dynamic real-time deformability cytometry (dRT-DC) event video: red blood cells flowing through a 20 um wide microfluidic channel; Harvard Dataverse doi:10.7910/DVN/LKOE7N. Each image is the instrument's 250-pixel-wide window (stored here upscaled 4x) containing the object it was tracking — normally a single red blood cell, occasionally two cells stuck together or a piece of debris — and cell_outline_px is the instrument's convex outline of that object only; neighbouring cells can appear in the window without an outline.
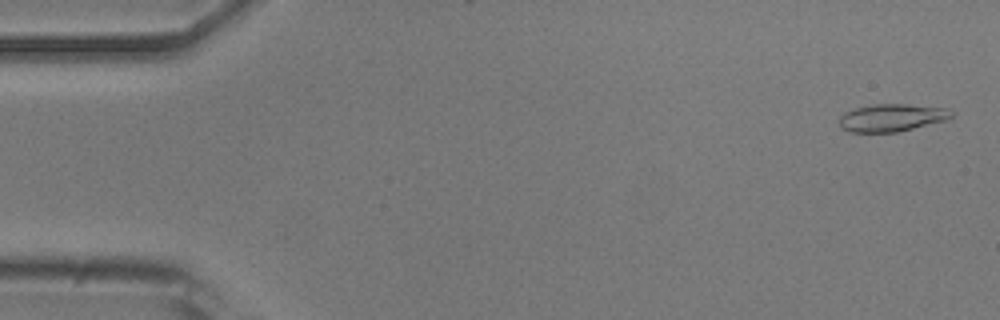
{"species": "common noctule bat (a hibernating species)", "species_latin": "Nyctalus noctula", "temperature_condition": "room temperature", "stored_images_in_passage": 52, "camera_frame_rate_fps": 3000, "um_per_image_px": 0.085, "animal": {"sex": "male", "body_mass_g": 20.5, "forearm_length_mm": 52.5}, "frame": {"image": 1, "passage_image": 2, "time_ms": 0.333, "image_size_px": [1000, 320], "cell_outline_px": [[952, 116], [944, 120], [896, 132], [848, 132], [840, 124], [840, 116], [844, 112], [856, 108], [872, 104], [904, 104], [948, 108], [952, 112]], "centroid_in_image_um": [75.77, 9.99], "position_along_channel_um": 9.2, "area_um2": 17.69}}
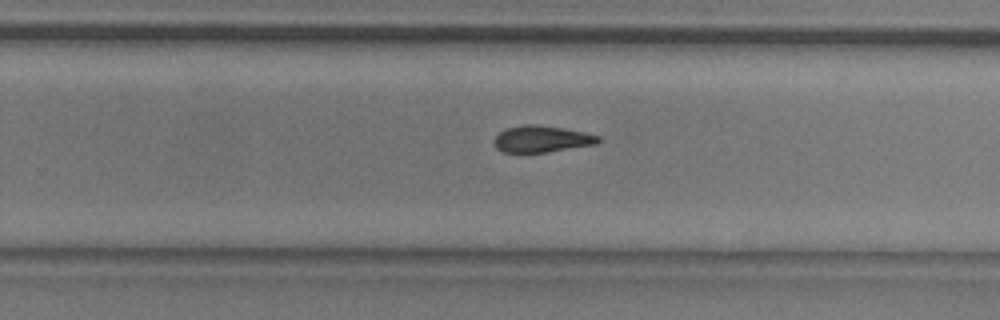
{"frame": {"image": 2, "passage_image": 33, "time_ms": 10.667, "image_size_px": [1000, 320], "cell_outline_px": [[600, 140], [596, 144], [544, 152], [504, 152], [496, 148], [496, 136], [504, 128], [524, 124], [536, 124], [584, 132], [600, 136]], "centroid_in_image_um": [46.04, 11.8], "position_along_channel_um": 283.8, "area_um2": 15.84}}
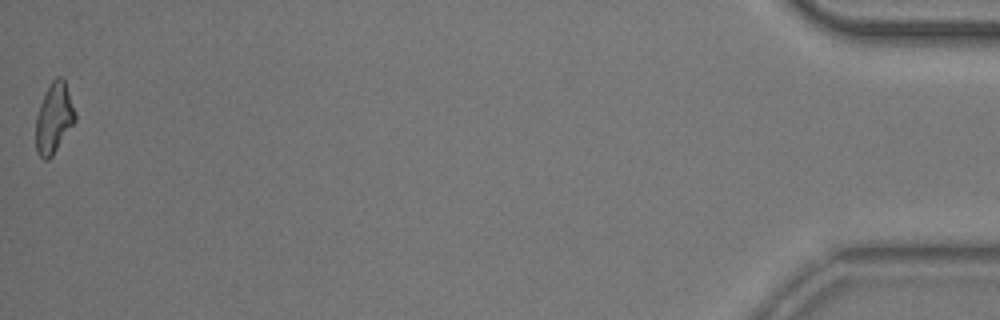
{"frame": {"image": 3, "passage_image": 52, "time_ms": 17.0, "image_size_px": [1000, 320], "cell_outline_px": [[76, 120], [52, 156], [48, 160], [44, 160], [36, 152], [36, 116], [40, 104], [52, 80], [56, 76], [60, 76], [64, 80], [76, 112]], "centroid_in_image_um": [4.59, 10.06], "position_along_channel_um": 430.6, "area_um2": 15.95}, "authors_computed_cell_mechanics": {"area_um2": 16.8487, "velocity_mm_per_s": 3.8731, "shape_relaxation_time_tau1_ms": 4.0594, "shape_relaxation_time_tau2_ms": 3.2532, "deformation_change_tau1": 0.1605, "deformation_change_tau2": 0.1252}}